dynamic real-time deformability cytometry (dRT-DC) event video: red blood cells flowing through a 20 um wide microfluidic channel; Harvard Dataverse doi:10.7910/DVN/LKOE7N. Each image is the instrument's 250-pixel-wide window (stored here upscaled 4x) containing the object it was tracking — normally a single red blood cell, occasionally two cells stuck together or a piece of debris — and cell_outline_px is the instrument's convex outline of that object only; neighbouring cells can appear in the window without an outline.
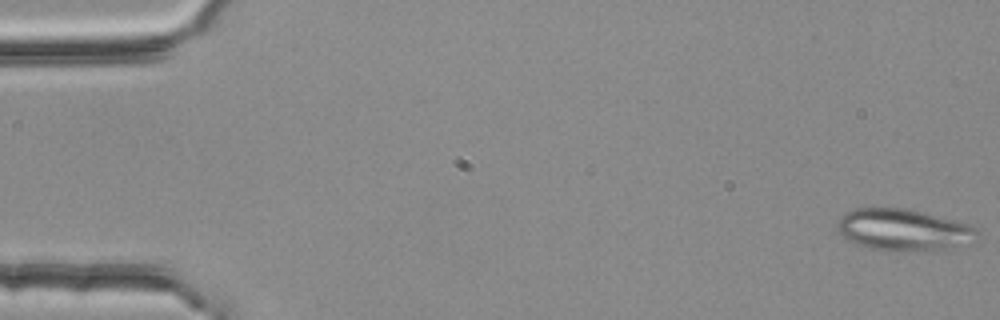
{"species": "common noctule bat (a hibernating species)", "species_latin": "Nyctalus noctula", "temperature_condition": "room temperature", "stored_images_in_passage": 4, "camera_frame_rate_fps": 3000, "um_per_image_px": 0.085, "animal": {"sex": "female", "body_mass_g": 25.1}, "frame": {"image": 1, "passage_image": 1, "time_ms": 0.0, "image_size_px": [1000, 320], "cell_outline_px": [[976, 232], [972, 244], [932, 252], [872, 248], [856, 244], [848, 240], [836, 228], [836, 220], [840, 216], [856, 208], [904, 208], [968, 224]], "centroid_in_image_um": [76.77, 19.55], "position_along_channel_um": 8.2, "area_um2": 33.64}}